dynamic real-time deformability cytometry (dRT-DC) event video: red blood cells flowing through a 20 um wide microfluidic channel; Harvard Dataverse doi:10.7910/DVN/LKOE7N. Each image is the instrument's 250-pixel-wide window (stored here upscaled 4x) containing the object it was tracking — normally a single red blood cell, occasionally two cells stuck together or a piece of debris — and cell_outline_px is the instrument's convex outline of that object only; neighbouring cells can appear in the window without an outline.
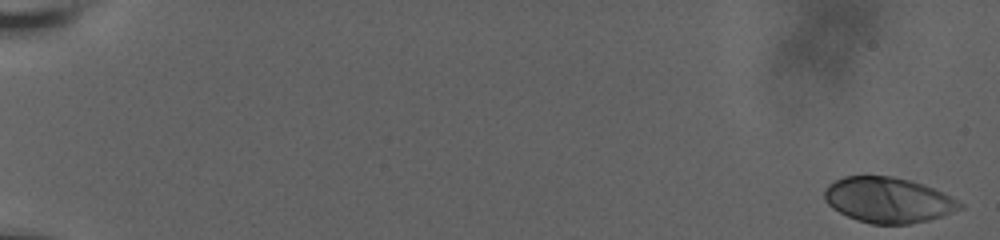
{"species": "human", "species_latin": "Homo sapiens", "temperature_condition": "room temperature", "stored_images_in_passage": 60, "camera_frame_rate_fps": 3000, "um_per_image_px": 0.085, "donor": {"sex": "male"}, "frame": {"image": 1, "passage_image": 1, "time_ms": 0.0, "image_size_px": [1000, 240], "cell_outline_px": [[964, 208], [928, 220], [908, 224], [872, 224], [856, 220], [832, 208], [824, 200], [824, 192], [828, 184], [844, 176], [892, 176], [912, 180], [924, 184], [944, 192], [952, 196], [964, 204]], "centroid_in_image_um": [75.51, 16.99], "position_along_channel_um": 9.5, "area_um2": 36.07}}
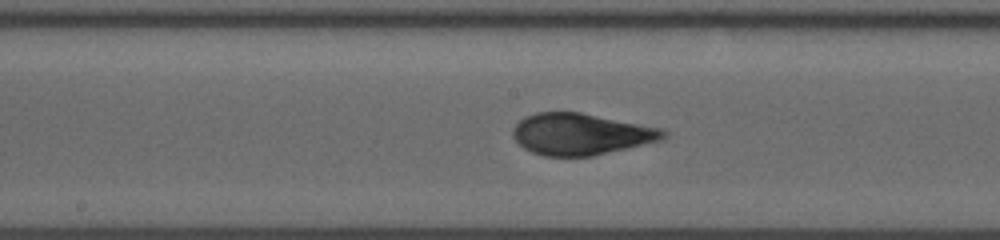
{"frame": {"image": 2, "passage_image": 34, "time_ms": 11.0, "image_size_px": [1000, 240], "cell_outline_px": [[668, 136], [660, 140], [592, 156], [544, 156], [532, 152], [524, 148], [512, 136], [512, 128], [524, 116], [536, 112], [580, 112], [664, 128], [668, 132]], "centroid_in_image_um": [49.38, 11.39], "position_along_channel_um": 198.8, "area_um2": 36.47}}
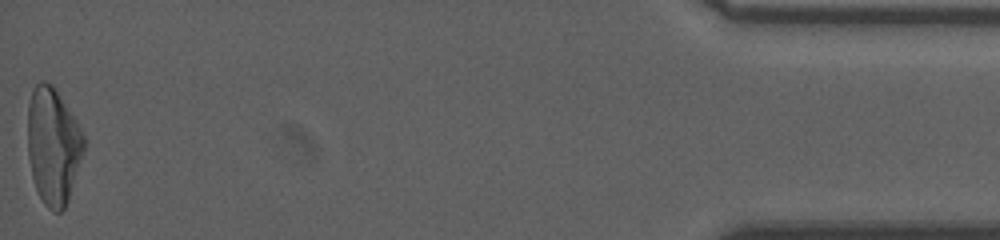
{"frame": {"image": 3, "passage_image": 60, "time_ms": 19.667, "image_size_px": [1000, 240], "cell_outline_px": [[88, 140], [68, 200], [64, 208], [60, 212], [52, 212], [44, 204], [36, 188], [32, 176], [28, 156], [28, 104], [32, 88], [40, 80], [44, 80], [52, 84], [76, 120]], "centroid_in_image_um": [4.53, 12.38], "position_along_channel_um": 430.7, "area_um2": 38.55}, "authors_computed_cell_mechanics": {"area_um2": 36.2117, "velocity_mm_per_s": 3.6449, "shape_relaxation_time_tau1_ms": 6.2788, "shape_relaxation_time_tau2_ms": null, "deformation_change_tau1": 0.2341, "deformation_change_tau2": null}}